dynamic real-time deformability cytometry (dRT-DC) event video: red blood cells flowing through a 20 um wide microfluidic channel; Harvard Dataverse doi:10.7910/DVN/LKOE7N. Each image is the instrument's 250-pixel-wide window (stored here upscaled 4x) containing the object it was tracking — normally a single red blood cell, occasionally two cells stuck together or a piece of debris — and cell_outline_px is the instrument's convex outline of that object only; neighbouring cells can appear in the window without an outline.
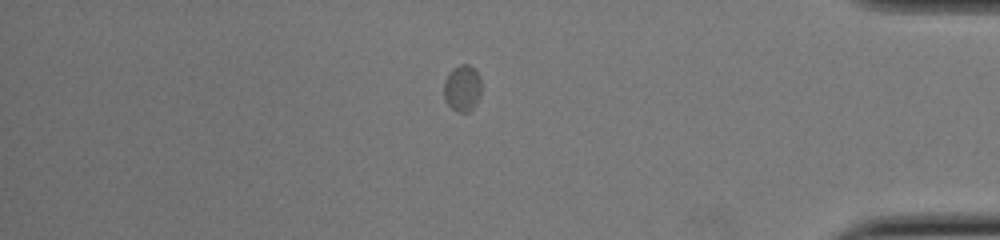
{"species": "common noctule bat (a hibernating species)", "species_latin": "Nyctalus noctula", "temperature_condition": "cold", "stored_images_in_passage": 54, "camera_frame_rate_fps": 3000, "um_per_image_px": 0.085, "animal": {"sex": "female", "body_mass_g": 22.0, "forearm_length_mm": 56.7}, "frame": {"image": 1, "passage_image": 46, "time_ms": 15.0, "image_size_px": [1000, 240], "cell_outline_px": [[480, 96], [476, 104], [468, 112], [456, 112], [444, 100], [444, 84], [452, 68], [460, 64], [468, 64], [480, 76]], "centroid_in_image_um": [39.29, 7.51], "position_along_channel_um": 395.9, "area_um2": 10.06}}
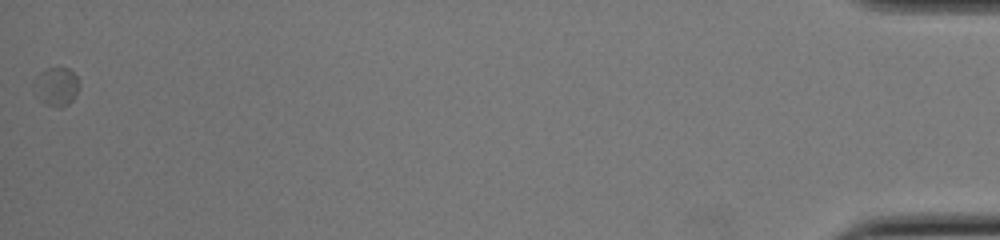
{"frame": {"image": 2, "passage_image": 54, "time_ms": 17.667, "image_size_px": [1000, 240], "cell_outline_px": [[80, 84], [76, 96], [68, 104], [60, 108], [44, 104], [32, 92], [32, 84], [36, 76], [44, 68], [68, 68], [76, 76]], "centroid_in_image_um": [4.74, 7.37], "position_along_channel_um": 430.5, "area_um2": 10.52}}